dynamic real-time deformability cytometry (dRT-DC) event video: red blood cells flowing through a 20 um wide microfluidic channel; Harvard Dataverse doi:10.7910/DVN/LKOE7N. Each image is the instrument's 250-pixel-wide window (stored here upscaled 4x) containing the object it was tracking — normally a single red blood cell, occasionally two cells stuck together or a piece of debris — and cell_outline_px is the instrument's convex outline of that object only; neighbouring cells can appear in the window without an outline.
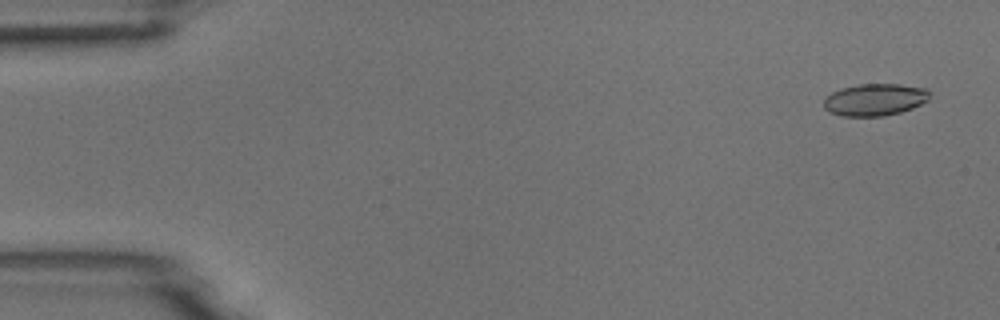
{"species": "common noctule bat (a hibernating species)", "species_latin": "Nyctalus noctula", "temperature_condition": "room temperature", "stored_images_in_passage": 13, "camera_frame_rate_fps": 3000, "um_per_image_px": 0.085, "animal": {"sex": "male", "body_mass_g": 18.8}, "frame": {"image": 1, "passage_image": 3, "time_ms": 0.667, "image_size_px": [1000, 320], "cell_outline_px": [[928, 100], [912, 108], [900, 112], [884, 116], [840, 116], [828, 112], [824, 108], [824, 100], [832, 92], [840, 88], [860, 84], [900, 84], [924, 88], [928, 92]], "centroid_in_image_um": [74.32, 8.48], "position_along_channel_um": 10.7, "area_um2": 19.71}}